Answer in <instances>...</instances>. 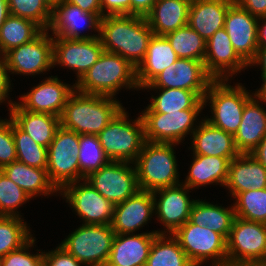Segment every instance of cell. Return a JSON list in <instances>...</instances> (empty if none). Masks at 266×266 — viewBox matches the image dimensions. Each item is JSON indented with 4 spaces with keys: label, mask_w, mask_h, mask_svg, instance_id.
Here are the masks:
<instances>
[{
    "label": "cell",
    "mask_w": 266,
    "mask_h": 266,
    "mask_svg": "<svg viewBox=\"0 0 266 266\" xmlns=\"http://www.w3.org/2000/svg\"><path fill=\"white\" fill-rule=\"evenodd\" d=\"M153 35L142 16L110 15L100 20L99 38L104 50L120 55L136 68L145 58Z\"/></svg>",
    "instance_id": "obj_1"
},
{
    "label": "cell",
    "mask_w": 266,
    "mask_h": 266,
    "mask_svg": "<svg viewBox=\"0 0 266 266\" xmlns=\"http://www.w3.org/2000/svg\"><path fill=\"white\" fill-rule=\"evenodd\" d=\"M123 108L115 97L85 94L75 89L67 99L60 124L77 134L98 135Z\"/></svg>",
    "instance_id": "obj_2"
},
{
    "label": "cell",
    "mask_w": 266,
    "mask_h": 266,
    "mask_svg": "<svg viewBox=\"0 0 266 266\" xmlns=\"http://www.w3.org/2000/svg\"><path fill=\"white\" fill-rule=\"evenodd\" d=\"M122 87L140 90L136 67L120 55L107 51L75 83V89L79 92L108 97H114Z\"/></svg>",
    "instance_id": "obj_3"
},
{
    "label": "cell",
    "mask_w": 266,
    "mask_h": 266,
    "mask_svg": "<svg viewBox=\"0 0 266 266\" xmlns=\"http://www.w3.org/2000/svg\"><path fill=\"white\" fill-rule=\"evenodd\" d=\"M175 145L145 141L134 162L140 190L154 192L181 184L174 155Z\"/></svg>",
    "instance_id": "obj_4"
},
{
    "label": "cell",
    "mask_w": 266,
    "mask_h": 266,
    "mask_svg": "<svg viewBox=\"0 0 266 266\" xmlns=\"http://www.w3.org/2000/svg\"><path fill=\"white\" fill-rule=\"evenodd\" d=\"M229 80H213L203 97L204 106L210 105V118L205 117L213 126L235 135L241 123L245 103L253 96L242 83L236 86Z\"/></svg>",
    "instance_id": "obj_5"
},
{
    "label": "cell",
    "mask_w": 266,
    "mask_h": 266,
    "mask_svg": "<svg viewBox=\"0 0 266 266\" xmlns=\"http://www.w3.org/2000/svg\"><path fill=\"white\" fill-rule=\"evenodd\" d=\"M125 107L97 135L110 161L134 163L145 143L144 125L139 115L133 121Z\"/></svg>",
    "instance_id": "obj_6"
},
{
    "label": "cell",
    "mask_w": 266,
    "mask_h": 266,
    "mask_svg": "<svg viewBox=\"0 0 266 266\" xmlns=\"http://www.w3.org/2000/svg\"><path fill=\"white\" fill-rule=\"evenodd\" d=\"M194 266L210 259V266H228L227 239L208 227L186 221L172 234Z\"/></svg>",
    "instance_id": "obj_7"
},
{
    "label": "cell",
    "mask_w": 266,
    "mask_h": 266,
    "mask_svg": "<svg viewBox=\"0 0 266 266\" xmlns=\"http://www.w3.org/2000/svg\"><path fill=\"white\" fill-rule=\"evenodd\" d=\"M111 225L82 224L59 245L86 266H105L115 238Z\"/></svg>",
    "instance_id": "obj_8"
},
{
    "label": "cell",
    "mask_w": 266,
    "mask_h": 266,
    "mask_svg": "<svg viewBox=\"0 0 266 266\" xmlns=\"http://www.w3.org/2000/svg\"><path fill=\"white\" fill-rule=\"evenodd\" d=\"M227 258L228 266L266 264V224L235 217Z\"/></svg>",
    "instance_id": "obj_9"
},
{
    "label": "cell",
    "mask_w": 266,
    "mask_h": 266,
    "mask_svg": "<svg viewBox=\"0 0 266 266\" xmlns=\"http://www.w3.org/2000/svg\"><path fill=\"white\" fill-rule=\"evenodd\" d=\"M202 110L185 109L178 112L157 113L147 106L140 114L144 125L145 141L180 144L188 134L192 136L199 124L197 117Z\"/></svg>",
    "instance_id": "obj_10"
},
{
    "label": "cell",
    "mask_w": 266,
    "mask_h": 266,
    "mask_svg": "<svg viewBox=\"0 0 266 266\" xmlns=\"http://www.w3.org/2000/svg\"><path fill=\"white\" fill-rule=\"evenodd\" d=\"M79 138L80 134L60 126L47 148V175L58 191L79 181Z\"/></svg>",
    "instance_id": "obj_11"
},
{
    "label": "cell",
    "mask_w": 266,
    "mask_h": 266,
    "mask_svg": "<svg viewBox=\"0 0 266 266\" xmlns=\"http://www.w3.org/2000/svg\"><path fill=\"white\" fill-rule=\"evenodd\" d=\"M133 166L134 163L130 162L110 161L99 170L89 174L85 180L105 199L116 205L140 190L136 169Z\"/></svg>",
    "instance_id": "obj_12"
},
{
    "label": "cell",
    "mask_w": 266,
    "mask_h": 266,
    "mask_svg": "<svg viewBox=\"0 0 266 266\" xmlns=\"http://www.w3.org/2000/svg\"><path fill=\"white\" fill-rule=\"evenodd\" d=\"M42 30L33 40L8 51L3 57L11 74L39 75L53 66V36Z\"/></svg>",
    "instance_id": "obj_13"
},
{
    "label": "cell",
    "mask_w": 266,
    "mask_h": 266,
    "mask_svg": "<svg viewBox=\"0 0 266 266\" xmlns=\"http://www.w3.org/2000/svg\"><path fill=\"white\" fill-rule=\"evenodd\" d=\"M70 207L77 213L82 224L111 225L115 205L105 199L84 179L67 184L60 191Z\"/></svg>",
    "instance_id": "obj_14"
},
{
    "label": "cell",
    "mask_w": 266,
    "mask_h": 266,
    "mask_svg": "<svg viewBox=\"0 0 266 266\" xmlns=\"http://www.w3.org/2000/svg\"><path fill=\"white\" fill-rule=\"evenodd\" d=\"M213 80L206 72L202 61L178 58L175 63L165 68L142 90L147 88H179L194 91L203 99Z\"/></svg>",
    "instance_id": "obj_15"
},
{
    "label": "cell",
    "mask_w": 266,
    "mask_h": 266,
    "mask_svg": "<svg viewBox=\"0 0 266 266\" xmlns=\"http://www.w3.org/2000/svg\"><path fill=\"white\" fill-rule=\"evenodd\" d=\"M100 38L68 39L53 37V66L75 71L78 82L104 52ZM63 65V66H62Z\"/></svg>",
    "instance_id": "obj_16"
},
{
    "label": "cell",
    "mask_w": 266,
    "mask_h": 266,
    "mask_svg": "<svg viewBox=\"0 0 266 266\" xmlns=\"http://www.w3.org/2000/svg\"><path fill=\"white\" fill-rule=\"evenodd\" d=\"M189 190L191 189L181 183L152 192L155 217L157 215V221L159 220L163 228L165 227L160 234H173L189 220L190 211L195 201L194 199L190 200L189 192L191 191Z\"/></svg>",
    "instance_id": "obj_17"
},
{
    "label": "cell",
    "mask_w": 266,
    "mask_h": 266,
    "mask_svg": "<svg viewBox=\"0 0 266 266\" xmlns=\"http://www.w3.org/2000/svg\"><path fill=\"white\" fill-rule=\"evenodd\" d=\"M204 67L214 80H230L249 66L235 51L223 27L206 41Z\"/></svg>",
    "instance_id": "obj_18"
},
{
    "label": "cell",
    "mask_w": 266,
    "mask_h": 266,
    "mask_svg": "<svg viewBox=\"0 0 266 266\" xmlns=\"http://www.w3.org/2000/svg\"><path fill=\"white\" fill-rule=\"evenodd\" d=\"M100 18L96 14L83 11L80 7L64 0L53 2L52 20L48 30L53 37L68 39H94L99 37ZM89 28L98 34H80L81 30Z\"/></svg>",
    "instance_id": "obj_19"
},
{
    "label": "cell",
    "mask_w": 266,
    "mask_h": 266,
    "mask_svg": "<svg viewBox=\"0 0 266 266\" xmlns=\"http://www.w3.org/2000/svg\"><path fill=\"white\" fill-rule=\"evenodd\" d=\"M74 90L75 84L71 86L61 82L58 76H49L37 86H33L30 92L20 96V102L16 103L24 110L60 117L68 97Z\"/></svg>",
    "instance_id": "obj_20"
},
{
    "label": "cell",
    "mask_w": 266,
    "mask_h": 266,
    "mask_svg": "<svg viewBox=\"0 0 266 266\" xmlns=\"http://www.w3.org/2000/svg\"><path fill=\"white\" fill-rule=\"evenodd\" d=\"M224 28L235 51L249 64L258 49V18L234 2L226 13Z\"/></svg>",
    "instance_id": "obj_21"
},
{
    "label": "cell",
    "mask_w": 266,
    "mask_h": 266,
    "mask_svg": "<svg viewBox=\"0 0 266 266\" xmlns=\"http://www.w3.org/2000/svg\"><path fill=\"white\" fill-rule=\"evenodd\" d=\"M154 214L153 193L139 190L122 203L116 204L111 226L115 234H133L143 229Z\"/></svg>",
    "instance_id": "obj_22"
},
{
    "label": "cell",
    "mask_w": 266,
    "mask_h": 266,
    "mask_svg": "<svg viewBox=\"0 0 266 266\" xmlns=\"http://www.w3.org/2000/svg\"><path fill=\"white\" fill-rule=\"evenodd\" d=\"M160 231L116 234L105 266H145L150 248Z\"/></svg>",
    "instance_id": "obj_23"
},
{
    "label": "cell",
    "mask_w": 266,
    "mask_h": 266,
    "mask_svg": "<svg viewBox=\"0 0 266 266\" xmlns=\"http://www.w3.org/2000/svg\"><path fill=\"white\" fill-rule=\"evenodd\" d=\"M197 128L192 133L193 155L211 157L236 158L240 153L235 146L234 135L200 119Z\"/></svg>",
    "instance_id": "obj_24"
},
{
    "label": "cell",
    "mask_w": 266,
    "mask_h": 266,
    "mask_svg": "<svg viewBox=\"0 0 266 266\" xmlns=\"http://www.w3.org/2000/svg\"><path fill=\"white\" fill-rule=\"evenodd\" d=\"M224 187H227L233 198L247 190L265 189L266 168L251 154H239L230 161Z\"/></svg>",
    "instance_id": "obj_25"
},
{
    "label": "cell",
    "mask_w": 266,
    "mask_h": 266,
    "mask_svg": "<svg viewBox=\"0 0 266 266\" xmlns=\"http://www.w3.org/2000/svg\"><path fill=\"white\" fill-rule=\"evenodd\" d=\"M254 95L245 103L238 131L234 135L240 154H251L266 136V109Z\"/></svg>",
    "instance_id": "obj_26"
},
{
    "label": "cell",
    "mask_w": 266,
    "mask_h": 266,
    "mask_svg": "<svg viewBox=\"0 0 266 266\" xmlns=\"http://www.w3.org/2000/svg\"><path fill=\"white\" fill-rule=\"evenodd\" d=\"M235 0H191L188 25L204 40L224 27L225 16Z\"/></svg>",
    "instance_id": "obj_27"
},
{
    "label": "cell",
    "mask_w": 266,
    "mask_h": 266,
    "mask_svg": "<svg viewBox=\"0 0 266 266\" xmlns=\"http://www.w3.org/2000/svg\"><path fill=\"white\" fill-rule=\"evenodd\" d=\"M9 109V116L37 144L48 148L58 128L60 117L49 113L31 112L15 103Z\"/></svg>",
    "instance_id": "obj_28"
},
{
    "label": "cell",
    "mask_w": 266,
    "mask_h": 266,
    "mask_svg": "<svg viewBox=\"0 0 266 266\" xmlns=\"http://www.w3.org/2000/svg\"><path fill=\"white\" fill-rule=\"evenodd\" d=\"M191 0H157L145 16L154 35L165 36L188 25Z\"/></svg>",
    "instance_id": "obj_29"
},
{
    "label": "cell",
    "mask_w": 266,
    "mask_h": 266,
    "mask_svg": "<svg viewBox=\"0 0 266 266\" xmlns=\"http://www.w3.org/2000/svg\"><path fill=\"white\" fill-rule=\"evenodd\" d=\"M177 54L165 36L153 35L145 58L136 68V78L140 90L148 85L165 68L175 63Z\"/></svg>",
    "instance_id": "obj_30"
},
{
    "label": "cell",
    "mask_w": 266,
    "mask_h": 266,
    "mask_svg": "<svg viewBox=\"0 0 266 266\" xmlns=\"http://www.w3.org/2000/svg\"><path fill=\"white\" fill-rule=\"evenodd\" d=\"M233 158L224 157H211L205 155H193L192 164L186 180L181 182L191 190L199 188L200 186H206L215 184L225 186L230 161Z\"/></svg>",
    "instance_id": "obj_31"
},
{
    "label": "cell",
    "mask_w": 266,
    "mask_h": 266,
    "mask_svg": "<svg viewBox=\"0 0 266 266\" xmlns=\"http://www.w3.org/2000/svg\"><path fill=\"white\" fill-rule=\"evenodd\" d=\"M2 172L20 187L31 199L46 195L58 194L59 191L50 182L47 170L28 166L19 161L4 166Z\"/></svg>",
    "instance_id": "obj_32"
},
{
    "label": "cell",
    "mask_w": 266,
    "mask_h": 266,
    "mask_svg": "<svg viewBox=\"0 0 266 266\" xmlns=\"http://www.w3.org/2000/svg\"><path fill=\"white\" fill-rule=\"evenodd\" d=\"M235 218L234 206L222 207L205 200H195L189 221L201 227H208L228 239Z\"/></svg>",
    "instance_id": "obj_33"
},
{
    "label": "cell",
    "mask_w": 266,
    "mask_h": 266,
    "mask_svg": "<svg viewBox=\"0 0 266 266\" xmlns=\"http://www.w3.org/2000/svg\"><path fill=\"white\" fill-rule=\"evenodd\" d=\"M158 91L157 96H151L148 107L157 113L178 112L185 109H204L203 99L194 91L179 88H148ZM157 89V90H156Z\"/></svg>",
    "instance_id": "obj_34"
},
{
    "label": "cell",
    "mask_w": 266,
    "mask_h": 266,
    "mask_svg": "<svg viewBox=\"0 0 266 266\" xmlns=\"http://www.w3.org/2000/svg\"><path fill=\"white\" fill-rule=\"evenodd\" d=\"M168 236V237H167ZM145 266H194L172 234H158Z\"/></svg>",
    "instance_id": "obj_35"
},
{
    "label": "cell",
    "mask_w": 266,
    "mask_h": 266,
    "mask_svg": "<svg viewBox=\"0 0 266 266\" xmlns=\"http://www.w3.org/2000/svg\"><path fill=\"white\" fill-rule=\"evenodd\" d=\"M41 31L33 21L10 15L0 28V56L33 40Z\"/></svg>",
    "instance_id": "obj_36"
},
{
    "label": "cell",
    "mask_w": 266,
    "mask_h": 266,
    "mask_svg": "<svg viewBox=\"0 0 266 266\" xmlns=\"http://www.w3.org/2000/svg\"><path fill=\"white\" fill-rule=\"evenodd\" d=\"M178 58L194 59L204 63L206 40L189 25L165 35Z\"/></svg>",
    "instance_id": "obj_37"
},
{
    "label": "cell",
    "mask_w": 266,
    "mask_h": 266,
    "mask_svg": "<svg viewBox=\"0 0 266 266\" xmlns=\"http://www.w3.org/2000/svg\"><path fill=\"white\" fill-rule=\"evenodd\" d=\"M79 148V181L110 162L97 135L80 134Z\"/></svg>",
    "instance_id": "obj_38"
},
{
    "label": "cell",
    "mask_w": 266,
    "mask_h": 266,
    "mask_svg": "<svg viewBox=\"0 0 266 266\" xmlns=\"http://www.w3.org/2000/svg\"><path fill=\"white\" fill-rule=\"evenodd\" d=\"M12 133L17 161L31 167L47 169V148L37 144L12 120Z\"/></svg>",
    "instance_id": "obj_39"
},
{
    "label": "cell",
    "mask_w": 266,
    "mask_h": 266,
    "mask_svg": "<svg viewBox=\"0 0 266 266\" xmlns=\"http://www.w3.org/2000/svg\"><path fill=\"white\" fill-rule=\"evenodd\" d=\"M27 226L23 218L0 216V258L20 248L32 237Z\"/></svg>",
    "instance_id": "obj_40"
},
{
    "label": "cell",
    "mask_w": 266,
    "mask_h": 266,
    "mask_svg": "<svg viewBox=\"0 0 266 266\" xmlns=\"http://www.w3.org/2000/svg\"><path fill=\"white\" fill-rule=\"evenodd\" d=\"M234 199L235 217L266 223V188L238 193Z\"/></svg>",
    "instance_id": "obj_41"
},
{
    "label": "cell",
    "mask_w": 266,
    "mask_h": 266,
    "mask_svg": "<svg viewBox=\"0 0 266 266\" xmlns=\"http://www.w3.org/2000/svg\"><path fill=\"white\" fill-rule=\"evenodd\" d=\"M10 14L36 23L48 30L52 20V0H8Z\"/></svg>",
    "instance_id": "obj_42"
},
{
    "label": "cell",
    "mask_w": 266,
    "mask_h": 266,
    "mask_svg": "<svg viewBox=\"0 0 266 266\" xmlns=\"http://www.w3.org/2000/svg\"><path fill=\"white\" fill-rule=\"evenodd\" d=\"M31 198L0 170V216L20 217L17 211Z\"/></svg>",
    "instance_id": "obj_43"
},
{
    "label": "cell",
    "mask_w": 266,
    "mask_h": 266,
    "mask_svg": "<svg viewBox=\"0 0 266 266\" xmlns=\"http://www.w3.org/2000/svg\"><path fill=\"white\" fill-rule=\"evenodd\" d=\"M35 241V237L32 236L20 248L0 258V266H44L43 252H36L37 254L28 252L29 248L34 247Z\"/></svg>",
    "instance_id": "obj_44"
},
{
    "label": "cell",
    "mask_w": 266,
    "mask_h": 266,
    "mask_svg": "<svg viewBox=\"0 0 266 266\" xmlns=\"http://www.w3.org/2000/svg\"><path fill=\"white\" fill-rule=\"evenodd\" d=\"M15 161L17 153L12 133V118H0V170Z\"/></svg>",
    "instance_id": "obj_45"
},
{
    "label": "cell",
    "mask_w": 266,
    "mask_h": 266,
    "mask_svg": "<svg viewBox=\"0 0 266 266\" xmlns=\"http://www.w3.org/2000/svg\"><path fill=\"white\" fill-rule=\"evenodd\" d=\"M44 266H83L72 254L58 245L56 249L43 252Z\"/></svg>",
    "instance_id": "obj_46"
},
{
    "label": "cell",
    "mask_w": 266,
    "mask_h": 266,
    "mask_svg": "<svg viewBox=\"0 0 266 266\" xmlns=\"http://www.w3.org/2000/svg\"><path fill=\"white\" fill-rule=\"evenodd\" d=\"M102 18L110 15L130 14V0H100Z\"/></svg>",
    "instance_id": "obj_47"
},
{
    "label": "cell",
    "mask_w": 266,
    "mask_h": 266,
    "mask_svg": "<svg viewBox=\"0 0 266 266\" xmlns=\"http://www.w3.org/2000/svg\"><path fill=\"white\" fill-rule=\"evenodd\" d=\"M9 70L7 69L3 56H0V105L4 101H8V105L11 108L16 102L9 99V92L11 87V79ZM7 98V99H6Z\"/></svg>",
    "instance_id": "obj_48"
},
{
    "label": "cell",
    "mask_w": 266,
    "mask_h": 266,
    "mask_svg": "<svg viewBox=\"0 0 266 266\" xmlns=\"http://www.w3.org/2000/svg\"><path fill=\"white\" fill-rule=\"evenodd\" d=\"M235 2L258 19L266 17V0H235Z\"/></svg>",
    "instance_id": "obj_49"
},
{
    "label": "cell",
    "mask_w": 266,
    "mask_h": 266,
    "mask_svg": "<svg viewBox=\"0 0 266 266\" xmlns=\"http://www.w3.org/2000/svg\"><path fill=\"white\" fill-rule=\"evenodd\" d=\"M65 2L80 7L83 11L96 14L102 18V9L100 0H64Z\"/></svg>",
    "instance_id": "obj_50"
},
{
    "label": "cell",
    "mask_w": 266,
    "mask_h": 266,
    "mask_svg": "<svg viewBox=\"0 0 266 266\" xmlns=\"http://www.w3.org/2000/svg\"><path fill=\"white\" fill-rule=\"evenodd\" d=\"M157 0H130V14L145 17Z\"/></svg>",
    "instance_id": "obj_51"
},
{
    "label": "cell",
    "mask_w": 266,
    "mask_h": 266,
    "mask_svg": "<svg viewBox=\"0 0 266 266\" xmlns=\"http://www.w3.org/2000/svg\"><path fill=\"white\" fill-rule=\"evenodd\" d=\"M261 66V75H266V48H258L254 59L248 64L252 66Z\"/></svg>",
    "instance_id": "obj_52"
},
{
    "label": "cell",
    "mask_w": 266,
    "mask_h": 266,
    "mask_svg": "<svg viewBox=\"0 0 266 266\" xmlns=\"http://www.w3.org/2000/svg\"><path fill=\"white\" fill-rule=\"evenodd\" d=\"M257 43L258 48H266V17L258 19Z\"/></svg>",
    "instance_id": "obj_53"
},
{
    "label": "cell",
    "mask_w": 266,
    "mask_h": 266,
    "mask_svg": "<svg viewBox=\"0 0 266 266\" xmlns=\"http://www.w3.org/2000/svg\"><path fill=\"white\" fill-rule=\"evenodd\" d=\"M266 168V136L251 153Z\"/></svg>",
    "instance_id": "obj_54"
},
{
    "label": "cell",
    "mask_w": 266,
    "mask_h": 266,
    "mask_svg": "<svg viewBox=\"0 0 266 266\" xmlns=\"http://www.w3.org/2000/svg\"><path fill=\"white\" fill-rule=\"evenodd\" d=\"M10 15L9 1L0 0V28Z\"/></svg>",
    "instance_id": "obj_55"
},
{
    "label": "cell",
    "mask_w": 266,
    "mask_h": 266,
    "mask_svg": "<svg viewBox=\"0 0 266 266\" xmlns=\"http://www.w3.org/2000/svg\"><path fill=\"white\" fill-rule=\"evenodd\" d=\"M262 79L261 87L253 93V95L262 102V104H266V75H260Z\"/></svg>",
    "instance_id": "obj_56"
},
{
    "label": "cell",
    "mask_w": 266,
    "mask_h": 266,
    "mask_svg": "<svg viewBox=\"0 0 266 266\" xmlns=\"http://www.w3.org/2000/svg\"><path fill=\"white\" fill-rule=\"evenodd\" d=\"M236 266H266V264H254V265H236Z\"/></svg>",
    "instance_id": "obj_57"
}]
</instances>
